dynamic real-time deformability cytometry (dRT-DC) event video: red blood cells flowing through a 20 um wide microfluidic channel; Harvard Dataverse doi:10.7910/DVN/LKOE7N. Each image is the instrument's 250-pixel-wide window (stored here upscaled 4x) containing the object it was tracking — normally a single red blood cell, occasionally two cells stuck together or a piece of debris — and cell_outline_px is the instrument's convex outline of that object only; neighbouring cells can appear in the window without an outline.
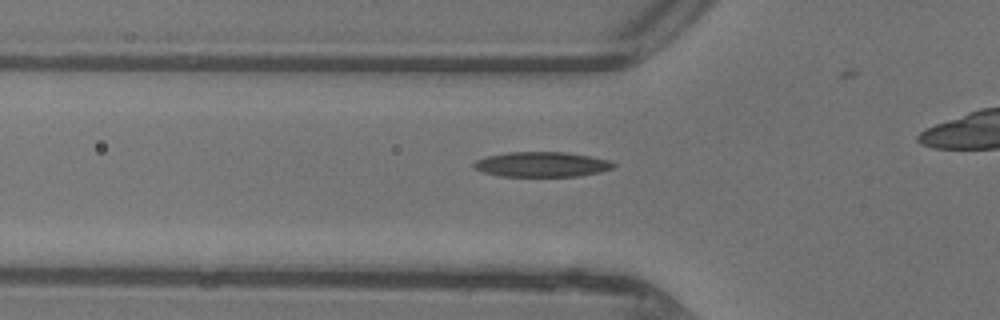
{"species": "common noctule bat (a hibernating species)", "species_latin": "Nyctalus noctula", "temperature_condition": "warm", "stored_images_in_passage": 32, "camera_frame_rate_fps": 3000, "um_per_image_px": 0.085, "animal": {"sex": "female"}, "frame": {"image": 1, "passage_image": 8, "time_ms": 2.333, "image_size_px": [1000, 320], "cell_outline_px": [[616, 164], [612, 168], [600, 172], [580, 176], [500, 176], [484, 172], [476, 168], [472, 164], [476, 160], [488, 156], [508, 152], [564, 152], [592, 156], [612, 160]], "centroid_in_image_um": [46.11, 13.97], "position_along_channel_um": 79.7, "area_um2": 20.35}}
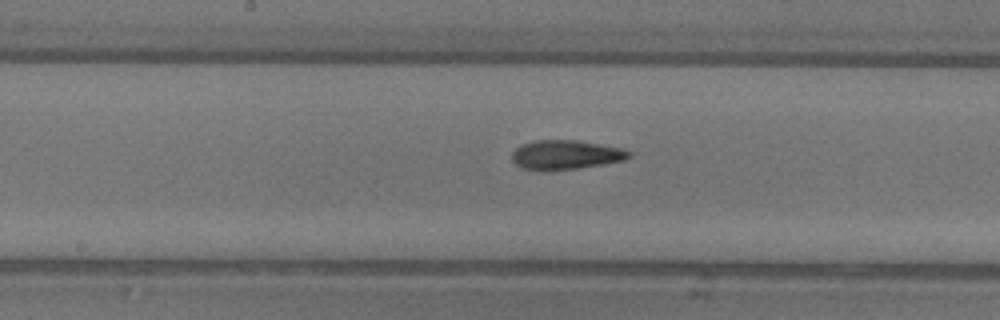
{"frame": {"image": 2, "passage_image": 16, "time_ms": 5.0, "image_size_px": [1000, 320], "cell_outline_px": [[632, 156], [624, 160], [580, 168], [524, 168], [516, 164], [512, 160], [512, 152], [520, 144], [536, 140], [576, 140], [624, 148], [632, 152]], "centroid_in_image_um": [48.14, 13.11], "position_along_channel_um": 200.1, "area_um2": 19.48}}
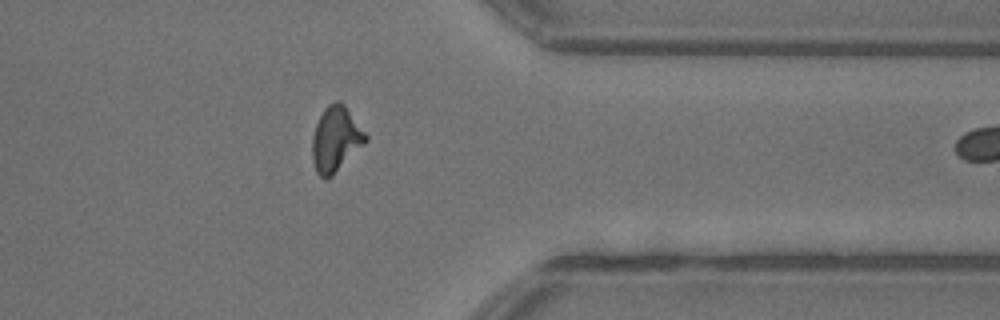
{"frame": {"image": 3, "passage_image": 29, "time_ms": 9.333, "image_size_px": [1000, 320], "cell_outline_px": [[368, 140], [332, 176], [324, 180], [316, 172], [312, 160], [312, 136], [316, 124], [324, 108], [328, 104], [336, 100], [340, 100], [344, 104], [368, 136]], "centroid_in_image_um": [28.52, 11.82], "position_along_channel_um": 382.9, "area_um2": 20.29}, "authors_computed_cell_mechanics": {"area_um2": 19.4786, "velocity_mm_per_s": 4.4683, "shape_relaxation_time_tau1_ms": 8.2777, "shape_relaxation_time_tau2_ms": 2.6682, "deformation_change_tau1": 0.2727, "deformation_change_tau2": 0.1177}}